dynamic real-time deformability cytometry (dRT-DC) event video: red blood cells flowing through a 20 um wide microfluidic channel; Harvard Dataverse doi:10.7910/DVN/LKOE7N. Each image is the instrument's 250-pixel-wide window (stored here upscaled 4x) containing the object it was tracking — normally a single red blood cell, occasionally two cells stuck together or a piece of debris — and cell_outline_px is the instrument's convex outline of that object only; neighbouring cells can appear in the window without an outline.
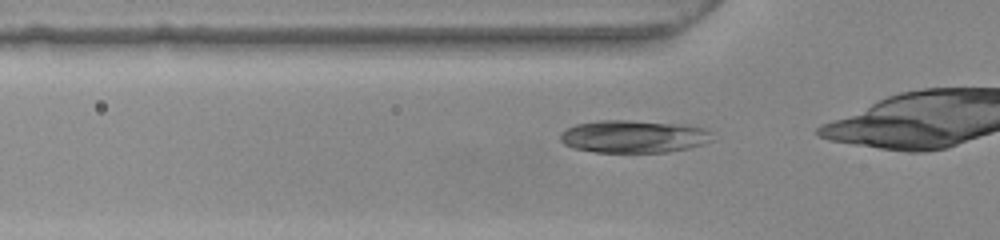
{"species": "common noctule bat (a hibernating species)", "species_latin": "Nyctalus noctula", "temperature_condition": "warm", "stored_images_in_passage": 27, "camera_frame_rate_fps": 3000, "um_per_image_px": 0.085, "animal": {"sex": "female", "body_mass_g": 22.0, "forearm_length_mm": 56.7}, "frame": {"image": 1, "passage_image": 2, "time_ms": 0.333, "image_size_px": [1000, 240], "cell_outline_px": [[712, 140], [688, 148], [668, 152], [596, 152], [572, 148], [564, 144], [560, 140], [560, 132], [576, 124], [600, 120], [628, 120], [680, 124], [704, 128], [712, 132]], "centroid_in_image_um": [53.83, 11.6], "position_along_channel_um": 72.0, "area_um2": 28.84}}
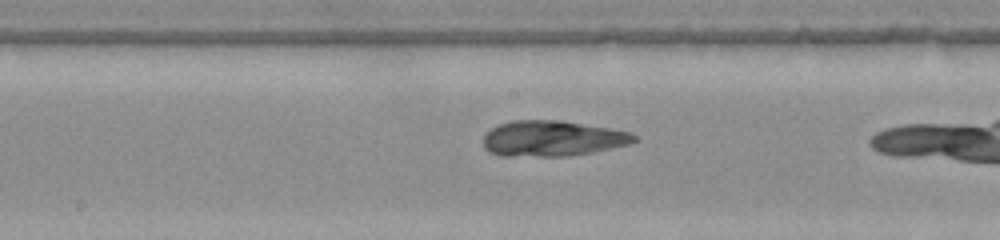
{"frame": {"image": 2, "passage_image": 12, "time_ms": 3.667, "image_size_px": [1000, 240], "cell_outline_px": [[636, 140], [628, 144], [592, 152], [568, 156], [500, 156], [488, 152], [484, 148], [484, 136], [492, 128], [500, 124], [512, 120], [560, 120], [632, 132], [636, 136]], "centroid_in_image_um": [46.92, 11.77], "position_along_channel_um": 201.3, "area_um2": 31.21}}
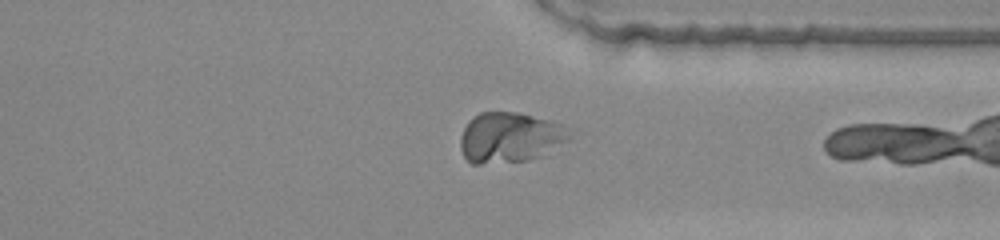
{"frame": {"image": 3, "passage_image": 25, "time_ms": 8.0, "image_size_px": [1000, 240], "cell_outline_px": [[572, 140], [544, 156], [528, 160], [480, 164], [472, 164], [464, 156], [460, 148], [460, 136], [468, 120], [472, 116], [480, 112], [516, 112], [552, 120], [564, 124], [572, 128]], "centroid_in_image_um": [43.43, 11.68], "position_along_channel_um": 368.0, "area_um2": 32.95}}